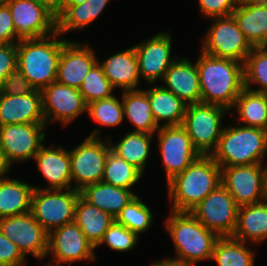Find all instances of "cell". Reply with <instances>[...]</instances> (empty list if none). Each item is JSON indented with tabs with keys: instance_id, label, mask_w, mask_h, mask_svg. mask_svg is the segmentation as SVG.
<instances>
[{
	"instance_id": "obj_1",
	"label": "cell",
	"mask_w": 267,
	"mask_h": 266,
	"mask_svg": "<svg viewBox=\"0 0 267 266\" xmlns=\"http://www.w3.org/2000/svg\"><path fill=\"white\" fill-rule=\"evenodd\" d=\"M200 52L196 67L199 73L201 102L219 105L230 111L244 89L243 63Z\"/></svg>"
},
{
	"instance_id": "obj_2",
	"label": "cell",
	"mask_w": 267,
	"mask_h": 266,
	"mask_svg": "<svg viewBox=\"0 0 267 266\" xmlns=\"http://www.w3.org/2000/svg\"><path fill=\"white\" fill-rule=\"evenodd\" d=\"M221 185V167L210 155H201L167 182L171 211L191 212Z\"/></svg>"
},
{
	"instance_id": "obj_3",
	"label": "cell",
	"mask_w": 267,
	"mask_h": 266,
	"mask_svg": "<svg viewBox=\"0 0 267 266\" xmlns=\"http://www.w3.org/2000/svg\"><path fill=\"white\" fill-rule=\"evenodd\" d=\"M60 36L55 32L46 37L17 43V67L35 90L41 91L56 82L61 51L68 41Z\"/></svg>"
},
{
	"instance_id": "obj_4",
	"label": "cell",
	"mask_w": 267,
	"mask_h": 266,
	"mask_svg": "<svg viewBox=\"0 0 267 266\" xmlns=\"http://www.w3.org/2000/svg\"><path fill=\"white\" fill-rule=\"evenodd\" d=\"M164 225L174 246V258L190 266L211 260L215 242L219 237L190 212L170 211Z\"/></svg>"
},
{
	"instance_id": "obj_5",
	"label": "cell",
	"mask_w": 267,
	"mask_h": 266,
	"mask_svg": "<svg viewBox=\"0 0 267 266\" xmlns=\"http://www.w3.org/2000/svg\"><path fill=\"white\" fill-rule=\"evenodd\" d=\"M232 125V126H231ZM223 128L210 155L220 167L261 164L267 156V131L241 124Z\"/></svg>"
},
{
	"instance_id": "obj_6",
	"label": "cell",
	"mask_w": 267,
	"mask_h": 266,
	"mask_svg": "<svg viewBox=\"0 0 267 266\" xmlns=\"http://www.w3.org/2000/svg\"><path fill=\"white\" fill-rule=\"evenodd\" d=\"M101 131L100 127L93 129L83 142L69 150L72 188L75 190L81 191L87 185L102 181L111 149L107 137L101 138Z\"/></svg>"
},
{
	"instance_id": "obj_7",
	"label": "cell",
	"mask_w": 267,
	"mask_h": 266,
	"mask_svg": "<svg viewBox=\"0 0 267 266\" xmlns=\"http://www.w3.org/2000/svg\"><path fill=\"white\" fill-rule=\"evenodd\" d=\"M230 111L222 106L205 103L188 104L182 126L193 146L201 155H211L217 148L224 125L222 120Z\"/></svg>"
},
{
	"instance_id": "obj_8",
	"label": "cell",
	"mask_w": 267,
	"mask_h": 266,
	"mask_svg": "<svg viewBox=\"0 0 267 266\" xmlns=\"http://www.w3.org/2000/svg\"><path fill=\"white\" fill-rule=\"evenodd\" d=\"M80 191L69 189H37L32 194L31 210L35 220L52 232L75 218V207Z\"/></svg>"
},
{
	"instance_id": "obj_9",
	"label": "cell",
	"mask_w": 267,
	"mask_h": 266,
	"mask_svg": "<svg viewBox=\"0 0 267 266\" xmlns=\"http://www.w3.org/2000/svg\"><path fill=\"white\" fill-rule=\"evenodd\" d=\"M203 36L201 51L218 58L232 59L244 63L252 46L239 29L234 17H213Z\"/></svg>"
},
{
	"instance_id": "obj_10",
	"label": "cell",
	"mask_w": 267,
	"mask_h": 266,
	"mask_svg": "<svg viewBox=\"0 0 267 266\" xmlns=\"http://www.w3.org/2000/svg\"><path fill=\"white\" fill-rule=\"evenodd\" d=\"M239 206L221 184L207 195L190 213L218 237L235 233Z\"/></svg>"
},
{
	"instance_id": "obj_11",
	"label": "cell",
	"mask_w": 267,
	"mask_h": 266,
	"mask_svg": "<svg viewBox=\"0 0 267 266\" xmlns=\"http://www.w3.org/2000/svg\"><path fill=\"white\" fill-rule=\"evenodd\" d=\"M263 164L221 167V184L239 207L266 200V166Z\"/></svg>"
},
{
	"instance_id": "obj_12",
	"label": "cell",
	"mask_w": 267,
	"mask_h": 266,
	"mask_svg": "<svg viewBox=\"0 0 267 266\" xmlns=\"http://www.w3.org/2000/svg\"><path fill=\"white\" fill-rule=\"evenodd\" d=\"M154 135L158 138L166 183L201 156L182 125L161 126Z\"/></svg>"
},
{
	"instance_id": "obj_13",
	"label": "cell",
	"mask_w": 267,
	"mask_h": 266,
	"mask_svg": "<svg viewBox=\"0 0 267 266\" xmlns=\"http://www.w3.org/2000/svg\"><path fill=\"white\" fill-rule=\"evenodd\" d=\"M94 250L93 245L73 221L49 233L47 257L52 253V258L44 266L71 265L86 260L92 262L97 260Z\"/></svg>"
},
{
	"instance_id": "obj_14",
	"label": "cell",
	"mask_w": 267,
	"mask_h": 266,
	"mask_svg": "<svg viewBox=\"0 0 267 266\" xmlns=\"http://www.w3.org/2000/svg\"><path fill=\"white\" fill-rule=\"evenodd\" d=\"M12 15L16 40H35L57 32V17L36 0H5Z\"/></svg>"
},
{
	"instance_id": "obj_15",
	"label": "cell",
	"mask_w": 267,
	"mask_h": 266,
	"mask_svg": "<svg viewBox=\"0 0 267 266\" xmlns=\"http://www.w3.org/2000/svg\"><path fill=\"white\" fill-rule=\"evenodd\" d=\"M46 124H8L0 126V147L7 163L34 159L44 145Z\"/></svg>"
},
{
	"instance_id": "obj_16",
	"label": "cell",
	"mask_w": 267,
	"mask_h": 266,
	"mask_svg": "<svg viewBox=\"0 0 267 266\" xmlns=\"http://www.w3.org/2000/svg\"><path fill=\"white\" fill-rule=\"evenodd\" d=\"M41 95L47 127L54 122L67 126L87 112V104L78 88L53 82L41 90Z\"/></svg>"
},
{
	"instance_id": "obj_17",
	"label": "cell",
	"mask_w": 267,
	"mask_h": 266,
	"mask_svg": "<svg viewBox=\"0 0 267 266\" xmlns=\"http://www.w3.org/2000/svg\"><path fill=\"white\" fill-rule=\"evenodd\" d=\"M0 231L18 246L25 257L27 254L38 260L47 257L49 233L30 212L1 218Z\"/></svg>"
},
{
	"instance_id": "obj_18",
	"label": "cell",
	"mask_w": 267,
	"mask_h": 266,
	"mask_svg": "<svg viewBox=\"0 0 267 266\" xmlns=\"http://www.w3.org/2000/svg\"><path fill=\"white\" fill-rule=\"evenodd\" d=\"M139 66L140 76L151 86L163 79L164 73L177 59L171 56L172 34L161 31L133 46Z\"/></svg>"
},
{
	"instance_id": "obj_19",
	"label": "cell",
	"mask_w": 267,
	"mask_h": 266,
	"mask_svg": "<svg viewBox=\"0 0 267 266\" xmlns=\"http://www.w3.org/2000/svg\"><path fill=\"white\" fill-rule=\"evenodd\" d=\"M98 60L91 46L68 40L63 45L59 58L56 82L79 89Z\"/></svg>"
},
{
	"instance_id": "obj_20",
	"label": "cell",
	"mask_w": 267,
	"mask_h": 266,
	"mask_svg": "<svg viewBox=\"0 0 267 266\" xmlns=\"http://www.w3.org/2000/svg\"><path fill=\"white\" fill-rule=\"evenodd\" d=\"M37 169L47 181L45 187L34 186L37 189H69L72 188L69 150L62 145L53 143L48 147L43 145L34 157Z\"/></svg>"
},
{
	"instance_id": "obj_21",
	"label": "cell",
	"mask_w": 267,
	"mask_h": 266,
	"mask_svg": "<svg viewBox=\"0 0 267 266\" xmlns=\"http://www.w3.org/2000/svg\"><path fill=\"white\" fill-rule=\"evenodd\" d=\"M8 124H45L41 91L26 95L0 94V126Z\"/></svg>"
},
{
	"instance_id": "obj_22",
	"label": "cell",
	"mask_w": 267,
	"mask_h": 266,
	"mask_svg": "<svg viewBox=\"0 0 267 266\" xmlns=\"http://www.w3.org/2000/svg\"><path fill=\"white\" fill-rule=\"evenodd\" d=\"M164 83V84H163ZM163 88L174 93L187 105L201 103V89L196 62L179 58L169 66L162 79Z\"/></svg>"
},
{
	"instance_id": "obj_23",
	"label": "cell",
	"mask_w": 267,
	"mask_h": 266,
	"mask_svg": "<svg viewBox=\"0 0 267 266\" xmlns=\"http://www.w3.org/2000/svg\"><path fill=\"white\" fill-rule=\"evenodd\" d=\"M105 76L116 90H139L140 72L134 47L117 52L103 62L98 60Z\"/></svg>"
},
{
	"instance_id": "obj_24",
	"label": "cell",
	"mask_w": 267,
	"mask_h": 266,
	"mask_svg": "<svg viewBox=\"0 0 267 266\" xmlns=\"http://www.w3.org/2000/svg\"><path fill=\"white\" fill-rule=\"evenodd\" d=\"M232 16L252 47H267V0L239 3Z\"/></svg>"
},
{
	"instance_id": "obj_25",
	"label": "cell",
	"mask_w": 267,
	"mask_h": 266,
	"mask_svg": "<svg viewBox=\"0 0 267 266\" xmlns=\"http://www.w3.org/2000/svg\"><path fill=\"white\" fill-rule=\"evenodd\" d=\"M143 90L147 93L154 121L158 127L182 125L187 108L183 100L161 85L152 84L151 87Z\"/></svg>"
},
{
	"instance_id": "obj_26",
	"label": "cell",
	"mask_w": 267,
	"mask_h": 266,
	"mask_svg": "<svg viewBox=\"0 0 267 266\" xmlns=\"http://www.w3.org/2000/svg\"><path fill=\"white\" fill-rule=\"evenodd\" d=\"M234 239L252 245L267 240V200L239 207Z\"/></svg>"
},
{
	"instance_id": "obj_27",
	"label": "cell",
	"mask_w": 267,
	"mask_h": 266,
	"mask_svg": "<svg viewBox=\"0 0 267 266\" xmlns=\"http://www.w3.org/2000/svg\"><path fill=\"white\" fill-rule=\"evenodd\" d=\"M80 195L90 204L110 214L114 219L137 194L131 189L116 187L104 182L85 186Z\"/></svg>"
},
{
	"instance_id": "obj_28",
	"label": "cell",
	"mask_w": 267,
	"mask_h": 266,
	"mask_svg": "<svg viewBox=\"0 0 267 266\" xmlns=\"http://www.w3.org/2000/svg\"><path fill=\"white\" fill-rule=\"evenodd\" d=\"M9 177L0 178V219L27 214L31 210L34 185Z\"/></svg>"
},
{
	"instance_id": "obj_29",
	"label": "cell",
	"mask_w": 267,
	"mask_h": 266,
	"mask_svg": "<svg viewBox=\"0 0 267 266\" xmlns=\"http://www.w3.org/2000/svg\"><path fill=\"white\" fill-rule=\"evenodd\" d=\"M114 221L115 219L110 214L90 204L79 195L75 207L74 222L95 249Z\"/></svg>"
},
{
	"instance_id": "obj_30",
	"label": "cell",
	"mask_w": 267,
	"mask_h": 266,
	"mask_svg": "<svg viewBox=\"0 0 267 266\" xmlns=\"http://www.w3.org/2000/svg\"><path fill=\"white\" fill-rule=\"evenodd\" d=\"M124 120L135 128L131 132L155 134L159 129L151 110L147 93L143 89L122 91Z\"/></svg>"
},
{
	"instance_id": "obj_31",
	"label": "cell",
	"mask_w": 267,
	"mask_h": 266,
	"mask_svg": "<svg viewBox=\"0 0 267 266\" xmlns=\"http://www.w3.org/2000/svg\"><path fill=\"white\" fill-rule=\"evenodd\" d=\"M107 136L110 149L117 156L137 168L143 175L151 151L154 134L144 132H127L120 141L113 143Z\"/></svg>"
},
{
	"instance_id": "obj_32",
	"label": "cell",
	"mask_w": 267,
	"mask_h": 266,
	"mask_svg": "<svg viewBox=\"0 0 267 266\" xmlns=\"http://www.w3.org/2000/svg\"><path fill=\"white\" fill-rule=\"evenodd\" d=\"M111 0H87L81 5H68L57 16V32L62 35L90 26Z\"/></svg>"
},
{
	"instance_id": "obj_33",
	"label": "cell",
	"mask_w": 267,
	"mask_h": 266,
	"mask_svg": "<svg viewBox=\"0 0 267 266\" xmlns=\"http://www.w3.org/2000/svg\"><path fill=\"white\" fill-rule=\"evenodd\" d=\"M232 109L238 118L237 124L267 131V104L265 93L244 88L236 98ZM242 122V123H241Z\"/></svg>"
},
{
	"instance_id": "obj_34",
	"label": "cell",
	"mask_w": 267,
	"mask_h": 266,
	"mask_svg": "<svg viewBox=\"0 0 267 266\" xmlns=\"http://www.w3.org/2000/svg\"><path fill=\"white\" fill-rule=\"evenodd\" d=\"M248 245L233 237H219L215 242L211 260L218 266H254L256 254Z\"/></svg>"
},
{
	"instance_id": "obj_35",
	"label": "cell",
	"mask_w": 267,
	"mask_h": 266,
	"mask_svg": "<svg viewBox=\"0 0 267 266\" xmlns=\"http://www.w3.org/2000/svg\"><path fill=\"white\" fill-rule=\"evenodd\" d=\"M143 174L133 165L117 156L111 150L107 155L102 182L131 189L142 178Z\"/></svg>"
},
{
	"instance_id": "obj_36",
	"label": "cell",
	"mask_w": 267,
	"mask_h": 266,
	"mask_svg": "<svg viewBox=\"0 0 267 266\" xmlns=\"http://www.w3.org/2000/svg\"><path fill=\"white\" fill-rule=\"evenodd\" d=\"M244 88L267 92V47H253L243 63ZM259 85L253 88L254 85Z\"/></svg>"
},
{
	"instance_id": "obj_37",
	"label": "cell",
	"mask_w": 267,
	"mask_h": 266,
	"mask_svg": "<svg viewBox=\"0 0 267 266\" xmlns=\"http://www.w3.org/2000/svg\"><path fill=\"white\" fill-rule=\"evenodd\" d=\"M153 213L149 205L136 195L116 216L115 221L141 236L153 224Z\"/></svg>"
},
{
	"instance_id": "obj_38",
	"label": "cell",
	"mask_w": 267,
	"mask_h": 266,
	"mask_svg": "<svg viewBox=\"0 0 267 266\" xmlns=\"http://www.w3.org/2000/svg\"><path fill=\"white\" fill-rule=\"evenodd\" d=\"M113 95L101 100L92 101L87 105V114L93 122L101 125V128L116 127L124 121V109L122 99ZM121 101V102H120Z\"/></svg>"
},
{
	"instance_id": "obj_39",
	"label": "cell",
	"mask_w": 267,
	"mask_h": 266,
	"mask_svg": "<svg viewBox=\"0 0 267 266\" xmlns=\"http://www.w3.org/2000/svg\"><path fill=\"white\" fill-rule=\"evenodd\" d=\"M85 103L113 96L114 88L105 76L101 65L97 62L88 72L79 88Z\"/></svg>"
},
{
	"instance_id": "obj_40",
	"label": "cell",
	"mask_w": 267,
	"mask_h": 266,
	"mask_svg": "<svg viewBox=\"0 0 267 266\" xmlns=\"http://www.w3.org/2000/svg\"><path fill=\"white\" fill-rule=\"evenodd\" d=\"M138 240H140L138 234L114 221L104 233V236L97 247L106 244L112 250L124 253L133 250L138 244Z\"/></svg>"
},
{
	"instance_id": "obj_41",
	"label": "cell",
	"mask_w": 267,
	"mask_h": 266,
	"mask_svg": "<svg viewBox=\"0 0 267 266\" xmlns=\"http://www.w3.org/2000/svg\"><path fill=\"white\" fill-rule=\"evenodd\" d=\"M34 90L30 82L25 78L22 71L16 67L0 86V94L26 95Z\"/></svg>"
},
{
	"instance_id": "obj_42",
	"label": "cell",
	"mask_w": 267,
	"mask_h": 266,
	"mask_svg": "<svg viewBox=\"0 0 267 266\" xmlns=\"http://www.w3.org/2000/svg\"><path fill=\"white\" fill-rule=\"evenodd\" d=\"M200 12L205 18L231 16L238 6L237 0H198Z\"/></svg>"
},
{
	"instance_id": "obj_43",
	"label": "cell",
	"mask_w": 267,
	"mask_h": 266,
	"mask_svg": "<svg viewBox=\"0 0 267 266\" xmlns=\"http://www.w3.org/2000/svg\"><path fill=\"white\" fill-rule=\"evenodd\" d=\"M25 260L18 246L0 231V266H25Z\"/></svg>"
},
{
	"instance_id": "obj_44",
	"label": "cell",
	"mask_w": 267,
	"mask_h": 266,
	"mask_svg": "<svg viewBox=\"0 0 267 266\" xmlns=\"http://www.w3.org/2000/svg\"><path fill=\"white\" fill-rule=\"evenodd\" d=\"M17 67V43L0 44V86Z\"/></svg>"
},
{
	"instance_id": "obj_45",
	"label": "cell",
	"mask_w": 267,
	"mask_h": 266,
	"mask_svg": "<svg viewBox=\"0 0 267 266\" xmlns=\"http://www.w3.org/2000/svg\"><path fill=\"white\" fill-rule=\"evenodd\" d=\"M18 43L15 26L8 5L0 1V44Z\"/></svg>"
},
{
	"instance_id": "obj_46",
	"label": "cell",
	"mask_w": 267,
	"mask_h": 266,
	"mask_svg": "<svg viewBox=\"0 0 267 266\" xmlns=\"http://www.w3.org/2000/svg\"><path fill=\"white\" fill-rule=\"evenodd\" d=\"M56 17L64 10V0H36Z\"/></svg>"
},
{
	"instance_id": "obj_47",
	"label": "cell",
	"mask_w": 267,
	"mask_h": 266,
	"mask_svg": "<svg viewBox=\"0 0 267 266\" xmlns=\"http://www.w3.org/2000/svg\"><path fill=\"white\" fill-rule=\"evenodd\" d=\"M150 266H190L187 263H184L180 259L172 258V257H164L161 260H157L153 262Z\"/></svg>"
},
{
	"instance_id": "obj_48",
	"label": "cell",
	"mask_w": 267,
	"mask_h": 266,
	"mask_svg": "<svg viewBox=\"0 0 267 266\" xmlns=\"http://www.w3.org/2000/svg\"><path fill=\"white\" fill-rule=\"evenodd\" d=\"M10 168L11 166L7 163L4 153L0 147V178L7 176V173L11 170Z\"/></svg>"
},
{
	"instance_id": "obj_49",
	"label": "cell",
	"mask_w": 267,
	"mask_h": 266,
	"mask_svg": "<svg viewBox=\"0 0 267 266\" xmlns=\"http://www.w3.org/2000/svg\"><path fill=\"white\" fill-rule=\"evenodd\" d=\"M87 0H64V8L68 5H81Z\"/></svg>"
},
{
	"instance_id": "obj_50",
	"label": "cell",
	"mask_w": 267,
	"mask_h": 266,
	"mask_svg": "<svg viewBox=\"0 0 267 266\" xmlns=\"http://www.w3.org/2000/svg\"><path fill=\"white\" fill-rule=\"evenodd\" d=\"M248 1H259V0H237L238 3L248 2Z\"/></svg>"
},
{
	"instance_id": "obj_51",
	"label": "cell",
	"mask_w": 267,
	"mask_h": 266,
	"mask_svg": "<svg viewBox=\"0 0 267 266\" xmlns=\"http://www.w3.org/2000/svg\"><path fill=\"white\" fill-rule=\"evenodd\" d=\"M266 200H267V165H266Z\"/></svg>"
}]
</instances>
